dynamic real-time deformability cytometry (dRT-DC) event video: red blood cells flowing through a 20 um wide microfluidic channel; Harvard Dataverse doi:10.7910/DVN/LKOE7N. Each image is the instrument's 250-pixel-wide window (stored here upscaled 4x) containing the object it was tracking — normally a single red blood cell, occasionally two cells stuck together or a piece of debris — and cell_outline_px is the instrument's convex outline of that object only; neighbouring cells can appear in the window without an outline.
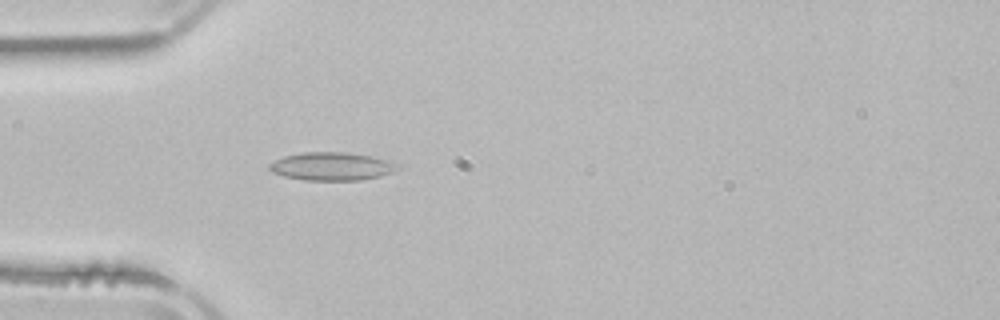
{"species": "common noctule bat (a hibernating species)", "species_latin": "Nyctalus noctula", "temperature_condition": "room temperature", "stored_images_in_passage": 1, "camera_frame_rate_fps": 3000, "um_per_image_px": 0.085, "animal": {"sex": "male", "body_mass_g": 21.5, "forearm_length_mm": 52.0}, "frame": {"image": 1, "passage_image": 1, "time_ms": 0.0, "image_size_px": [1000, 320], "cell_outline_px": [[400, 168], [392, 172], [380, 176], [360, 180], [304, 180], [284, 176], [272, 172], [268, 168], [268, 164], [284, 156], [304, 152], [348, 152], [372, 156], [396, 164]], "centroid_in_image_um": [28.16, 14.14], "position_along_channel_um": 56.8, "area_um2": 20.87}}